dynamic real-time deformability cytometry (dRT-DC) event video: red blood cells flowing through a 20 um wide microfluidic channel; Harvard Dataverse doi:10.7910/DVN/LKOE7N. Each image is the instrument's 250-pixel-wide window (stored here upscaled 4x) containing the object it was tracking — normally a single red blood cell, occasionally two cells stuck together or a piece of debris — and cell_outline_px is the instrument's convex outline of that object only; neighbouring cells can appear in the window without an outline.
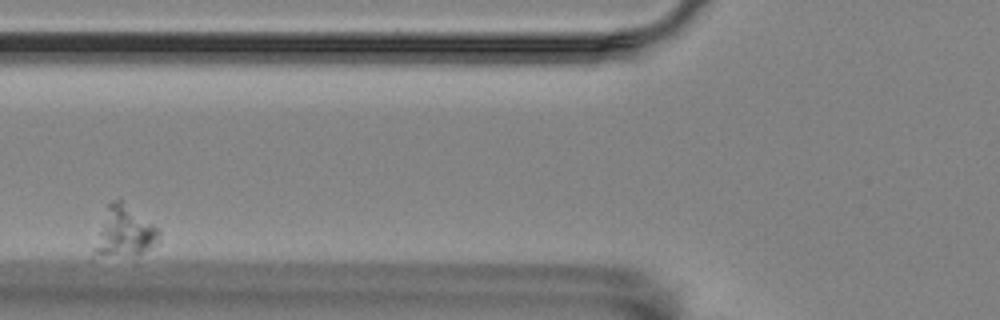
{"species": "Egyptian fruit bat (a non-hibernating species)", "species_latin": "Rousettus aegyptiacus", "temperature_condition": "room temperature", "stored_images_in_passage": 8, "camera_frame_rate_fps": 3000, "um_per_image_px": 0.085, "animal": {"sex": "female"}, "frame": {"image": 1, "passage_image": 7, "time_ms": 2.0, "image_size_px": [1000, 320], "cell_outline_px": [[160, 240], [156, 244], [136, 256], [96, 252], [92, 248], [108, 204], [116, 200], [120, 200], [152, 224], [160, 232]], "centroid_in_image_um": [10.6, 19.7], "position_along_channel_um": 115.2, "area_um2": 17.98}}